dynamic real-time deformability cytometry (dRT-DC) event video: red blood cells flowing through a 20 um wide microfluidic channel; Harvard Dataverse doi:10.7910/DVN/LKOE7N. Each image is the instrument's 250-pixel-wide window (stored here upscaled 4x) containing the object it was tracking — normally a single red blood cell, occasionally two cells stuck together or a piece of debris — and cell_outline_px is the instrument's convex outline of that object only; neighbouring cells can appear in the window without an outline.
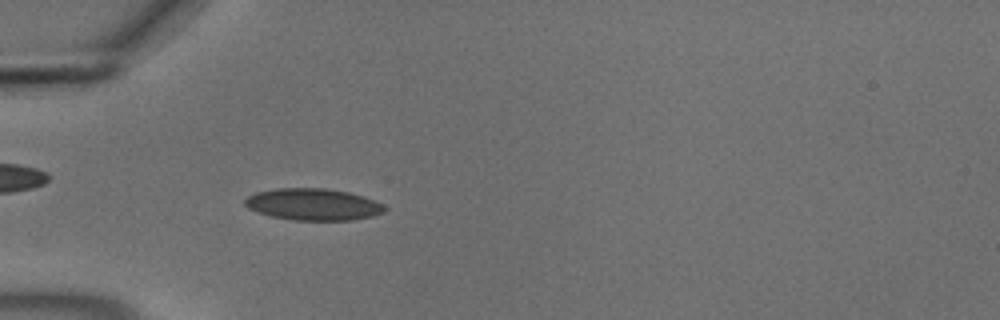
{"species": "common noctule bat (a hibernating species)", "species_latin": "Nyctalus noctula", "temperature_condition": "cold", "stored_images_in_passage": 45, "camera_frame_rate_fps": 3000, "um_per_image_px": 0.085, "animal": {"sex": "male", "body_mass_g": 18.8}, "frame": {"image": 1, "passage_image": 11, "time_ms": 3.333, "image_size_px": [1000, 320], "cell_outline_px": [[388, 208], [384, 212], [372, 216], [352, 220], [292, 220], [272, 216], [248, 208], [244, 204], [244, 200], [248, 196], [256, 192], [276, 188], [324, 188], [348, 192], [384, 204]], "centroid_in_image_um": [26.62, 17.37], "position_along_channel_um": 58.4, "area_um2": 25.72}}
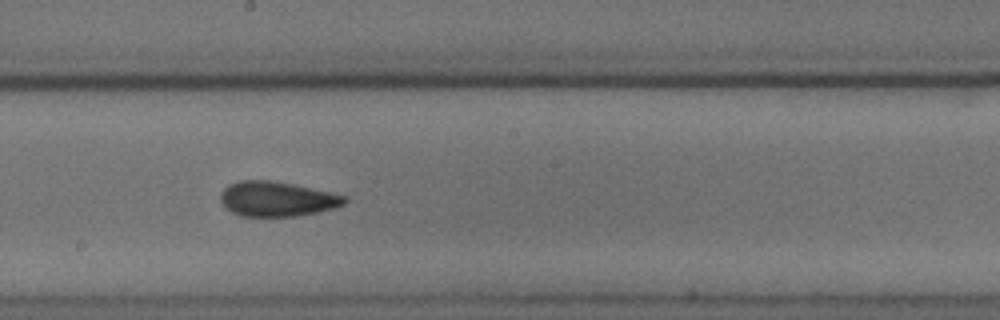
{"frame": {"image": 2, "passage_image": 25, "time_ms": 8.0, "image_size_px": [1000, 320], "cell_outline_px": [[348, 200], [344, 204], [336, 208], [320, 212], [296, 216], [240, 216], [232, 212], [220, 200], [220, 192], [228, 184], [240, 180], [272, 180], [292, 184], [348, 196]], "centroid_in_image_um": [23.56, 16.91], "position_along_channel_um": 224.6, "area_um2": 25.32}}
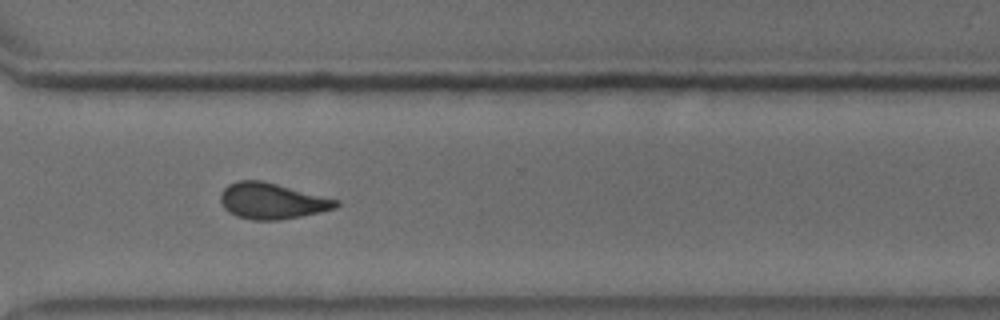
{"frame": {"image": 3, "passage_image": 35, "time_ms": 11.333, "image_size_px": [1000, 320], "cell_outline_px": [[340, 204], [336, 208], [320, 212], [280, 220], [252, 220], [236, 216], [228, 212], [224, 208], [220, 200], [220, 192], [228, 184], [236, 180], [260, 180], [340, 200]], "centroid_in_image_um": [23.09, 17.08], "position_along_channel_um": 347.5, "area_um2": 24.28}, "authors_computed_cell_mechanics": {"area_um2": 24.6806, "velocity_mm_per_s": 3.6853, "shape_relaxation_time_tau1_ms": 4.9059, "shape_relaxation_time_tau2_ms": 1.8543, "deformation_change_tau1": 0.1312, "deformation_change_tau2": 0.0738}}